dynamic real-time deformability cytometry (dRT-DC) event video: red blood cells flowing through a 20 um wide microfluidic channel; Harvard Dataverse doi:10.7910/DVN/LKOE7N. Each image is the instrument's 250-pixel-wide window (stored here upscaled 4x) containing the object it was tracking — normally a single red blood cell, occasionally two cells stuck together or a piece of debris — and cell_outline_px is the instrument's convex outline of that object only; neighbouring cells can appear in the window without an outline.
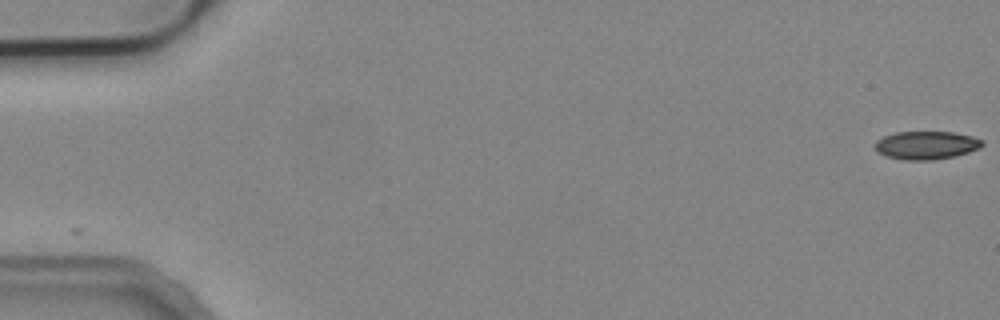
{"species": "common noctule bat (a hibernating species)", "species_latin": "Nyctalus noctula", "temperature_condition": "cold", "stored_images_in_passage": 6, "segment_of_instrument_passage": [1, 2], "camera_frame_rate_fps": 3000, "um_per_image_px": 0.085, "animal": {"sex": "male", "body_mass_g": 19.2, "forearm_length_mm": 51.8}, "frame": {"image": 1, "passage_image": 1, "time_ms": 0.0, "image_size_px": [1000, 320], "cell_outline_px": [[984, 144], [980, 148], [956, 156], [932, 160], [904, 160], [888, 156], [880, 152], [876, 148], [876, 140], [884, 136], [896, 132], [952, 132], [972, 136], [984, 140]], "centroid_in_image_um": [78.79, 12.34], "position_along_channel_um": 6.2, "area_um2": 17.51}}
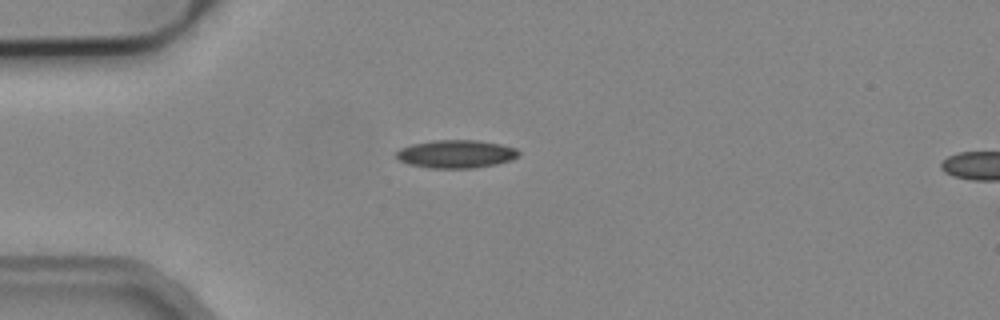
{"frame": {"image": 2, "passage_image": 5, "time_ms": 4.667, "image_size_px": [1000, 320], "cell_outline_px": [[520, 156], [512, 160], [496, 164], [472, 168], [428, 168], [408, 164], [400, 160], [396, 156], [396, 152], [400, 148], [412, 144], [432, 140], [476, 140], [500, 144], [516, 148], [520, 152]], "centroid_in_image_um": [38.78, 13.09], "position_along_channel_um": 46.2, "area_um2": 20.11}}